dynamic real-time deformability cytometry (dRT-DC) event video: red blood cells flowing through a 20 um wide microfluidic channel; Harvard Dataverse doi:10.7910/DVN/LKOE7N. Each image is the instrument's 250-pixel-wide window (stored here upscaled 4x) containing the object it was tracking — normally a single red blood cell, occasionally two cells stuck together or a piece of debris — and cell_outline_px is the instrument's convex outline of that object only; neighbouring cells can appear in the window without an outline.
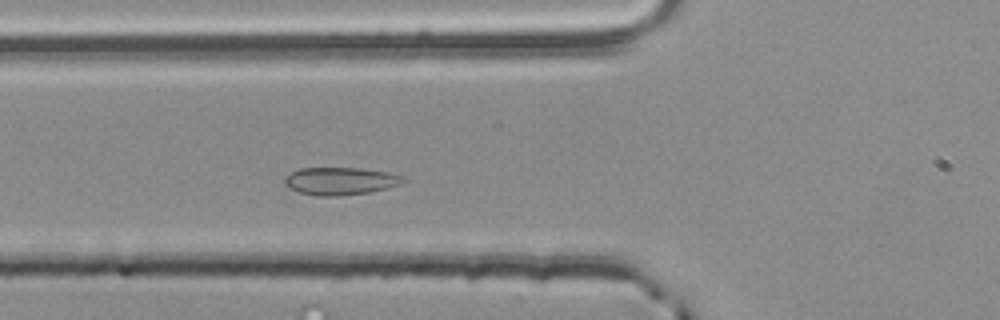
{"species": "common noctule bat (a hibernating species)", "species_latin": "Nyctalus noctula", "temperature_condition": "room temperature", "stored_images_in_passage": 38, "camera_frame_rate_fps": 3000, "um_per_image_px": 0.085, "animal": {"sex": "male", "body_mass_g": 20.4}, "frame": {"image": 1, "passage_image": 13, "time_ms": 4.0, "image_size_px": [1000, 320], "cell_outline_px": [[408, 180], [400, 184], [388, 188], [372, 192], [340, 196], [320, 196], [300, 192], [288, 188], [284, 184], [284, 176], [300, 168], [360, 168], [388, 172], [404, 176]], "centroid_in_image_um": [28.95, 15.39], "position_along_channel_um": 96.8, "area_um2": 19.31}}
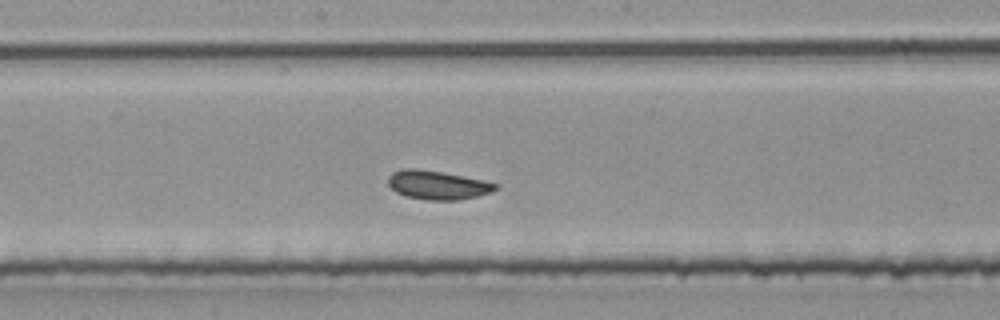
{"frame": {"image": 2, "passage_image": 22, "time_ms": 7.0, "image_size_px": [1000, 320], "cell_outline_px": [[500, 188], [492, 192], [476, 196], [456, 200], [428, 200], [404, 196], [396, 192], [388, 184], [388, 176], [392, 172], [404, 168], [416, 168], [440, 172], [484, 180], [500, 184]], "centroid_in_image_um": [37.2, 15.73], "position_along_channel_um": 211.0, "area_um2": 18.09}}
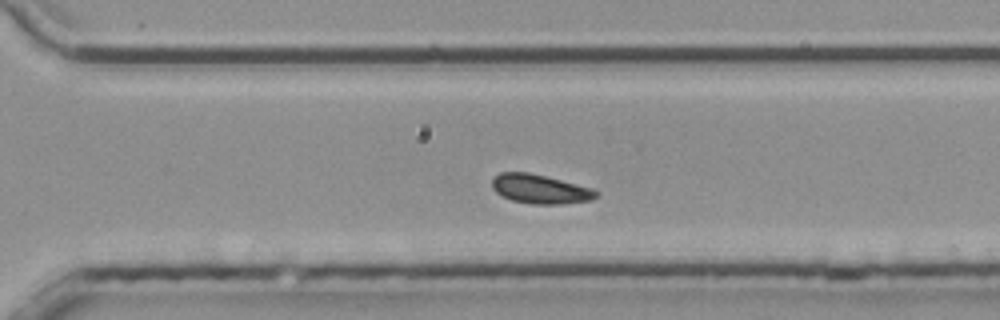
{"frame": {"image": 3, "passage_image": 31, "time_ms": 10.0, "image_size_px": [1000, 320], "cell_outline_px": [[600, 192], [596, 196], [588, 200], [560, 204], [532, 204], [512, 200], [496, 192], [492, 188], [492, 180], [500, 172], [528, 172], [592, 188]], "centroid_in_image_um": [45.89, 16.07], "position_along_channel_um": 324.7, "area_um2": 17.34}, "authors_computed_cell_mechanics": {"area_um2": 18.4382, "velocity_mm_per_s": 3.7946, "shape_relaxation_time_tau1_ms": 4.009, "shape_relaxation_time_tau2_ms": null, "deformation_change_tau1": 0.0494, "deformation_change_tau2": null}}